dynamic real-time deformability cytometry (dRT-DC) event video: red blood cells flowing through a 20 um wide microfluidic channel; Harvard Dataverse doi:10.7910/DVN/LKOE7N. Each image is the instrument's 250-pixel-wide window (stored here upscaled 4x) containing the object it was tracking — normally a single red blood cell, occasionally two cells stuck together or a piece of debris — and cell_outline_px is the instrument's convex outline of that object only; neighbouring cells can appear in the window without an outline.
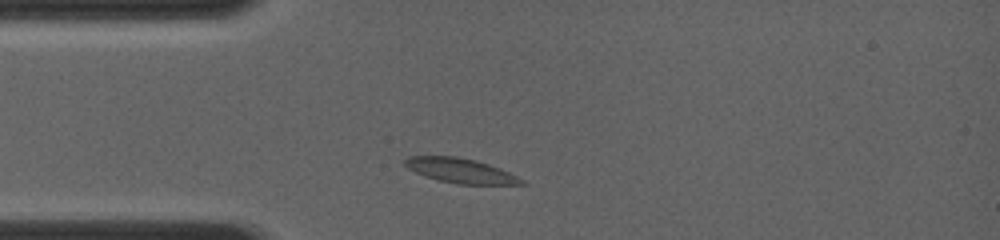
{"species": "common noctule bat (a hibernating species)", "species_latin": "Nyctalus noctula", "temperature_condition": "room temperature", "stored_images_in_passage": 24, "camera_frame_rate_fps": 4000, "um_per_image_px": 0.085, "animal": {"sex": "female", "body_mass_g": 19.0, "forearm_length_mm": 56.7}, "frame": {"image": 1, "passage_image": 6, "time_ms": 1.0, "image_size_px": [1000, 240], "cell_outline_px": [[528, 184], [456, 184], [440, 180], [416, 172], [408, 168], [404, 164], [404, 160], [408, 156], [456, 156], [476, 160], [500, 168], [524, 180]], "centroid_in_image_um": [39.16, 14.49], "position_along_channel_um": 45.8, "area_um2": 16.53}}
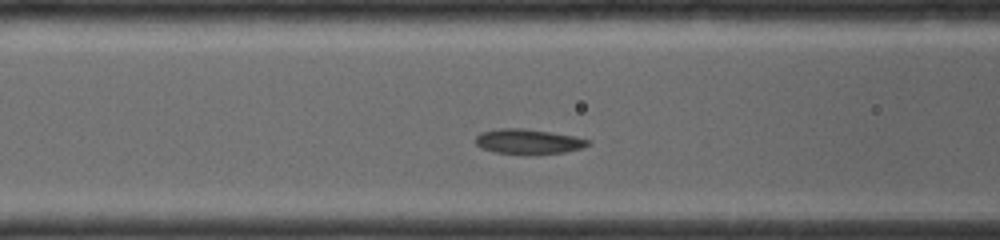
{"frame": {"image": 2, "passage_image": 16, "time_ms": 3.0, "image_size_px": [1000, 240], "cell_outline_px": [[592, 140], [584, 148], [564, 152], [528, 156], [524, 156], [496, 152], [480, 148], [476, 144], [476, 136], [480, 132], [500, 128], [524, 128], [572, 136]], "centroid_in_image_um": [44.88, 12.06], "position_along_channel_um": 121.7, "area_um2": 16.7}}
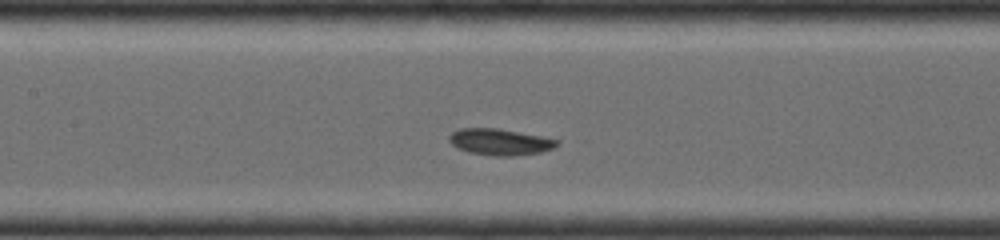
{"frame": {"image": 3, "passage_image": 21, "time_ms": 4.0, "image_size_px": [1000, 240], "cell_outline_px": [[560, 144], [556, 148], [540, 152], [516, 156], [492, 156], [468, 152], [456, 148], [448, 140], [448, 136], [452, 132], [460, 128], [496, 128], [540, 136], [560, 140]], "centroid_in_image_um": [42.5, 12.07], "position_along_channel_um": 164.9, "area_um2": 16.76}}